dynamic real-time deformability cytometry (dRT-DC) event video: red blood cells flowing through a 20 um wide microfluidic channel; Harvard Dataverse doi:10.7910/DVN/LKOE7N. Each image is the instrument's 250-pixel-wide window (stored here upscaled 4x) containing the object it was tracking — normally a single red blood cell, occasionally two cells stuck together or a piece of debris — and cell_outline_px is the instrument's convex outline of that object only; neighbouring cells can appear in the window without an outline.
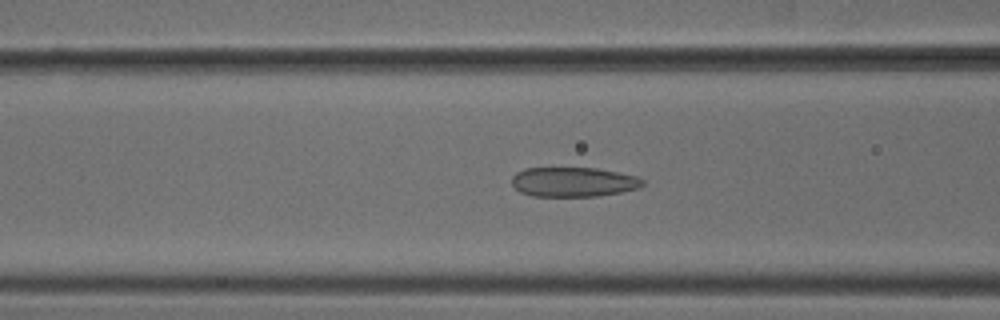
{"species": "common noctule bat (a hibernating species)", "species_latin": "Nyctalus noctula", "temperature_condition": "cold", "stored_images_in_passage": 52, "camera_frame_rate_fps": 3000, "um_per_image_px": 0.085, "animal": {"sex": "male", "body_mass_g": 18.8}, "frame": {"image": 1, "passage_image": 21, "time_ms": 6.667, "image_size_px": [1000, 320], "cell_outline_px": [[644, 184], [640, 188], [620, 192], [596, 196], [532, 196], [520, 192], [512, 184], [512, 176], [516, 172], [524, 168], [596, 168], [636, 176], [644, 180]], "centroid_in_image_um": [48.72, 15.46], "position_along_channel_um": 117.9, "area_um2": 22.54}}
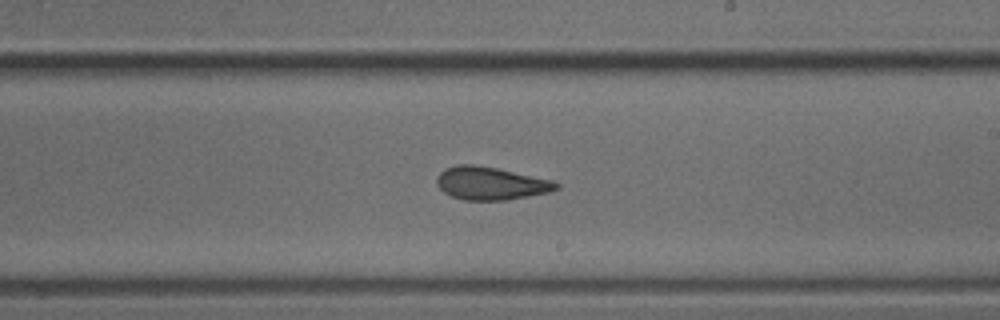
{"frame": {"image": 2, "passage_image": 31, "time_ms": 10.0, "image_size_px": [1000, 320], "cell_outline_px": [[560, 188], [548, 192], [508, 200], [464, 200], [452, 196], [444, 192], [436, 184], [436, 176], [444, 168], [456, 164], [472, 164], [496, 168], [552, 180], [560, 184]], "centroid_in_image_um": [41.68, 15.58], "position_along_channel_um": 247.3, "area_um2": 22.95}}
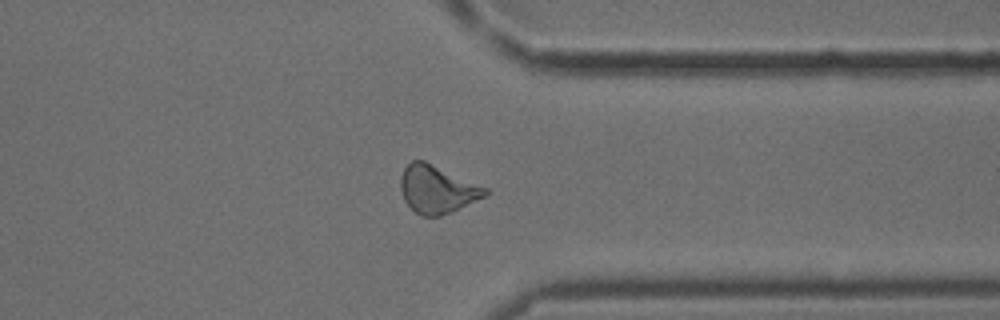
{"frame": {"image": 3, "passage_image": 41, "time_ms": 13.333, "image_size_px": [1000, 320], "cell_outline_px": [[488, 192], [484, 196], [440, 216], [420, 216], [404, 200], [400, 188], [400, 176], [404, 168], [412, 160], [424, 160], [488, 188]], "centroid_in_image_um": [37.11, 16.07], "position_along_channel_um": 374.3, "area_um2": 23.18}, "authors_computed_cell_mechanics": {"area_um2": 23.2356, "velocity_mm_per_s": 3.8827, "shape_relaxation_time_tau1_ms": null, "shape_relaxation_time_tau2_ms": 2.8757, "deformation_change_tau1": null, "deformation_change_tau2": 0.1016}}